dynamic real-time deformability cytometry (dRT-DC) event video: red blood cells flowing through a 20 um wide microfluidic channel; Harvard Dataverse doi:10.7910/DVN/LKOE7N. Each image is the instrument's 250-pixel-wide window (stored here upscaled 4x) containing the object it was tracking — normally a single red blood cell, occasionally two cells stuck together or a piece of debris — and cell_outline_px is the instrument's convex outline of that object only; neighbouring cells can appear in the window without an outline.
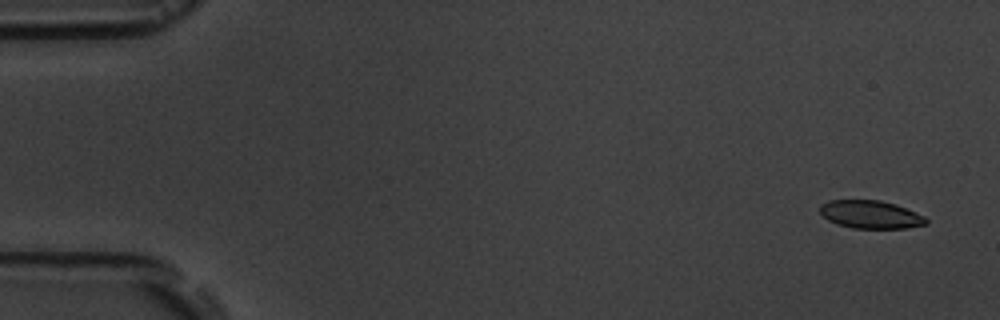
{"species": "common noctule bat (a hibernating species)", "species_latin": "Nyctalus noctula", "temperature_condition": "room temperature", "stored_images_in_passage": 5, "camera_frame_rate_fps": 3000, "um_per_image_px": 0.085, "animal": {"sex": "male", "body_mass_g": 19.5, "forearm_length_mm": 54.6}, "frame": {"image": 1, "passage_image": 1, "time_ms": 0.0, "image_size_px": [1000, 320], "cell_outline_px": [[928, 224], [904, 228], [852, 228], [836, 224], [828, 220], [820, 212], [820, 204], [828, 200], [880, 200], [896, 204], [924, 216], [928, 220]], "centroid_in_image_um": [73.99, 18.23], "position_along_channel_um": 11.0, "area_um2": 17.34}}
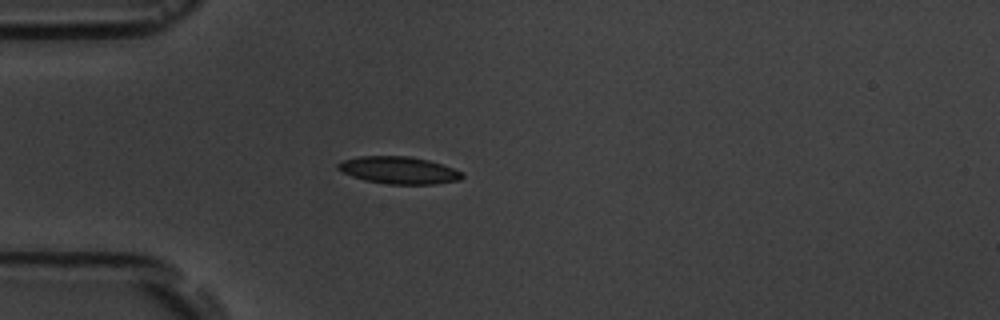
{"frame": {"image": 2, "passage_image": 5, "time_ms": 4.333, "image_size_px": [1000, 320], "cell_outline_px": [[464, 176], [460, 180], [436, 184], [388, 184], [364, 180], [352, 176], [336, 168], [336, 164], [344, 160], [360, 156], [408, 156], [428, 160], [464, 172]], "centroid_in_image_um": [33.91, 14.47], "position_along_channel_um": 51.1, "area_um2": 19.65}}